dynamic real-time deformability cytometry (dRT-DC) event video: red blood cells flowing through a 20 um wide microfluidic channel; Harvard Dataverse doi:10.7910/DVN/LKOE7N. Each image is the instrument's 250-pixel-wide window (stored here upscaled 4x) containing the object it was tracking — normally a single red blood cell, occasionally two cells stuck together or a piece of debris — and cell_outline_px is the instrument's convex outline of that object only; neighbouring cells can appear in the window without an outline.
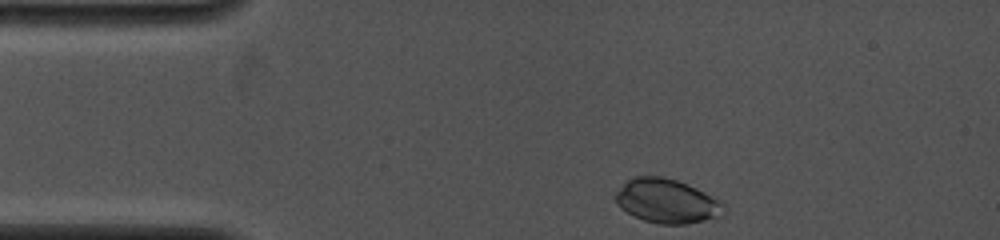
{"species": "common noctule bat (a hibernating species)", "species_latin": "Nyctalus noctula", "temperature_condition": "cold", "stored_images_in_passage": 45, "camera_frame_rate_fps": 4000, "um_per_image_px": 0.085, "animal": {"sex": "female", "body_mass_g": 19.0, "forearm_length_mm": 53.3}, "frame": {"image": 1, "passage_image": 1, "time_ms": 0.0, "image_size_px": [1000, 240], "cell_outline_px": [[724, 216], [688, 224], [660, 224], [644, 220], [620, 208], [616, 204], [616, 192], [628, 180], [636, 176], [660, 176], [676, 180], [688, 184], [724, 200]], "centroid_in_image_um": [56.76, 17.1], "position_along_channel_um": 28.2, "area_um2": 28.03}}
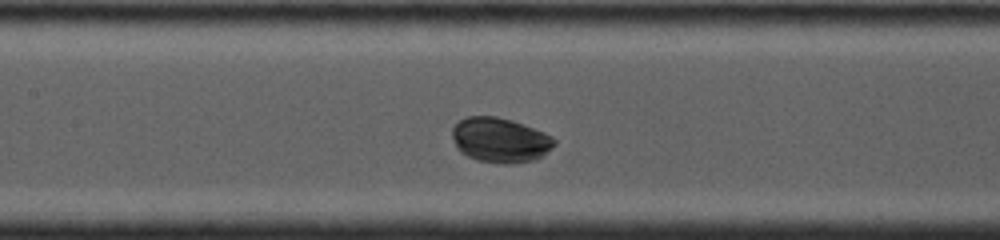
{"frame": {"image": 2, "passage_image": 20, "time_ms": 4.5, "image_size_px": [1000, 240], "cell_outline_px": [[556, 144], [552, 148], [536, 160], [512, 164], [500, 164], [476, 160], [460, 152], [456, 148], [452, 136], [452, 128], [460, 120], [468, 116], [496, 116], [512, 120], [544, 132], [552, 136], [556, 140]], "centroid_in_image_um": [42.51, 11.92], "position_along_channel_um": 164.9, "area_um2": 26.93}}
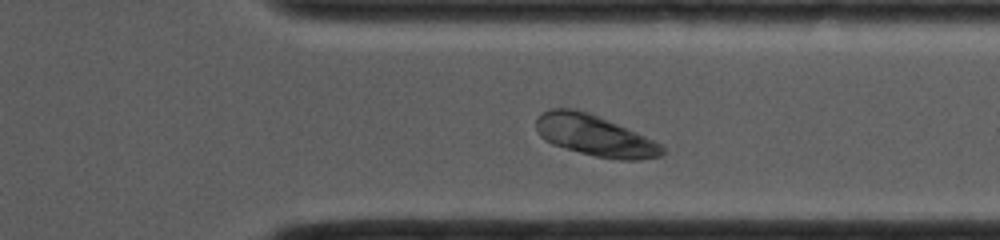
{"frame": {"image": 3, "passage_image": 39, "time_ms": 9.25, "image_size_px": [1000, 240], "cell_outline_px": [[664, 152], [660, 156], [640, 160], [620, 160], [596, 156], [580, 152], [552, 144], [544, 140], [536, 132], [536, 120], [540, 112], [552, 108], [572, 108], [588, 112], [636, 132], [664, 144]], "centroid_in_image_um": [50.54, 11.52], "position_along_channel_um": 360.9, "area_um2": 30.17}, "authors_computed_cell_mechanics": {"area_um2": 27.3394, "velocity_mm_per_s": 4.1259, "shape_relaxation_time_tau1_ms": 2.0024, "shape_relaxation_time_tau2_ms": null, "deformation_change_tau1": 0.1148, "deformation_change_tau2": null}}